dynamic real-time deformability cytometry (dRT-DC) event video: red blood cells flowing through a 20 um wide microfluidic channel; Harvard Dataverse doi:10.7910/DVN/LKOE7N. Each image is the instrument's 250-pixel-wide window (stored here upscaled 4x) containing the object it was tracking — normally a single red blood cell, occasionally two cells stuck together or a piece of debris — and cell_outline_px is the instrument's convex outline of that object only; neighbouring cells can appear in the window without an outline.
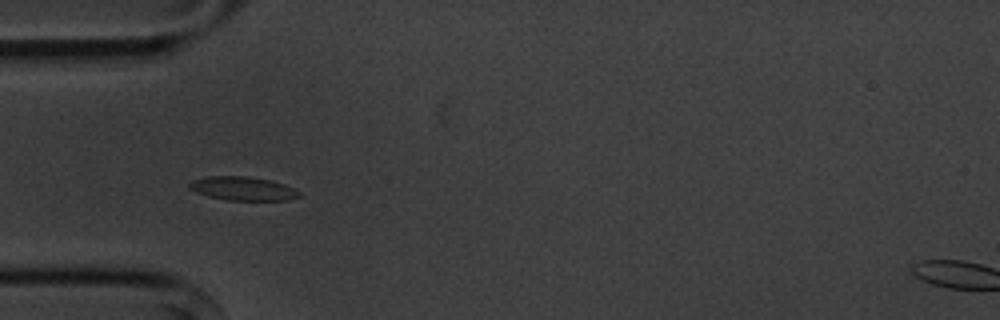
{"species": "common noctule bat (a hibernating species)", "species_latin": "Nyctalus noctula", "temperature_condition": "cold", "stored_images_in_passage": 5, "camera_frame_rate_fps": 3000, "um_per_image_px": 0.085, "animal": {"sex": "male", "body_mass_g": 20.1, "forearm_length_mm": 53.5}, "frame": {"image": 1, "passage_image": 4, "time_ms": 4.333, "image_size_px": [1000, 320], "cell_outline_px": [[300, 196], [288, 200], [224, 200], [208, 196], [196, 192], [188, 188], [188, 184], [192, 180], [208, 176], [248, 176], [268, 180], [284, 184], [300, 192]], "centroid_in_image_um": [20.6, 16.03], "position_along_channel_um": 64.4, "area_um2": 15.14}}
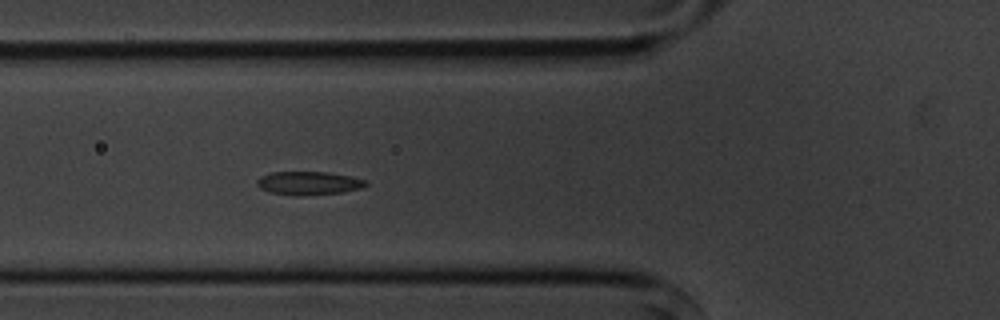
{"frame": {"image": 2, "passage_image": 5, "time_ms": 5.333, "image_size_px": [1000, 320], "cell_outline_px": [[368, 184], [364, 188], [340, 192], [300, 196], [296, 196], [268, 192], [260, 188], [256, 184], [256, 180], [260, 176], [272, 172], [328, 172], [348, 176], [364, 180]], "centroid_in_image_um": [26.19, 15.57], "position_along_channel_um": 99.6, "area_um2": 14.85}}